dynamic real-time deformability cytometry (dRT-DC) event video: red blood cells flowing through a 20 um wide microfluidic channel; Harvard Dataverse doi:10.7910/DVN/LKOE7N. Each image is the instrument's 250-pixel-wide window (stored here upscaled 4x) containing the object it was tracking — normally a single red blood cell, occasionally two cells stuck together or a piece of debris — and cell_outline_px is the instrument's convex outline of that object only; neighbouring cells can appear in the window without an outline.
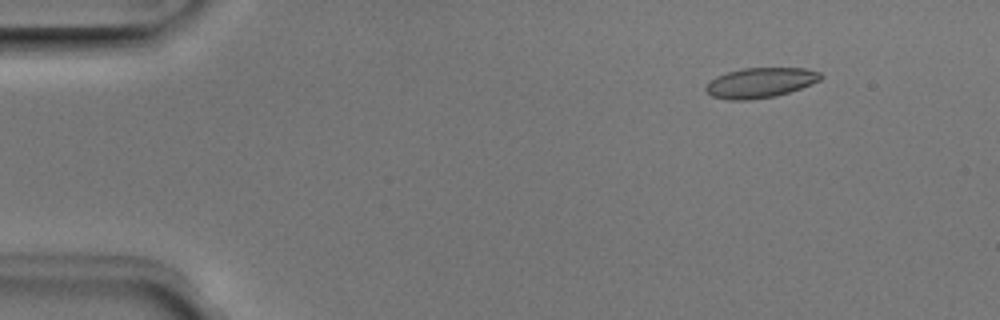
{"species": "Egyptian fruit bat (a non-hibernating species)", "species_latin": "Rousettus aegyptiacus", "temperature_condition": "room temperature", "stored_images_in_passage": 7, "camera_frame_rate_fps": 3000, "um_per_image_px": 0.085, "animal": {"sex": "male"}, "frame": {"image": 1, "passage_image": 2, "time_ms": 0.333, "image_size_px": [1000, 320], "cell_outline_px": [[824, 76], [820, 80], [800, 88], [776, 96], [748, 100], [728, 100], [712, 96], [704, 88], [716, 76], [728, 72], [744, 68], [804, 68], [820, 72]], "centroid_in_image_um": [64.64, 7.03], "position_along_channel_um": 20.4, "area_um2": 19.94}}
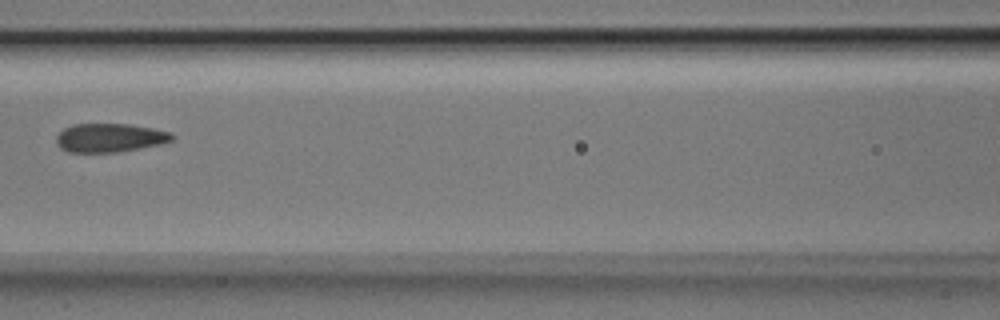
{"frame": {"image": 2, "passage_image": 7, "time_ms": 2.0, "image_size_px": [1000, 320], "cell_outline_px": [[176, 136], [172, 140], [160, 144], [140, 148], [116, 152], [68, 152], [60, 148], [56, 140], [56, 136], [64, 128], [72, 124], [128, 124], [152, 128], [172, 132]], "centroid_in_image_um": [9.34, 11.7], "position_along_channel_um": 157.3, "area_um2": 19.36}}